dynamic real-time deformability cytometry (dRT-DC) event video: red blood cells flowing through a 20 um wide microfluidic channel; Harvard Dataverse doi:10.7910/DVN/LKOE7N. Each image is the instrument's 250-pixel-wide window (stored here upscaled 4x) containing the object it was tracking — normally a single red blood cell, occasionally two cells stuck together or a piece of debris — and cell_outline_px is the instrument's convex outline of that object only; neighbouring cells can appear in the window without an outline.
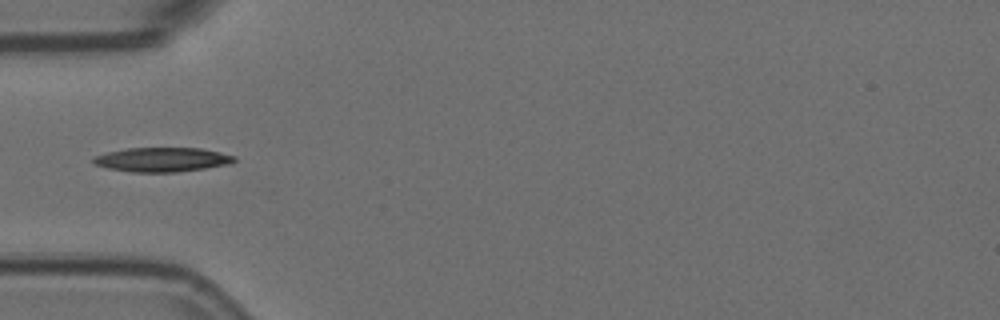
{"species": "Egyptian fruit bat (a non-hibernating species)", "species_latin": "Rousettus aegyptiacus", "temperature_condition": "room temperature", "stored_images_in_passage": 8, "camera_frame_rate_fps": 3000, "um_per_image_px": 0.085, "animal": {"sex": "female"}, "frame": {"image": 1, "passage_image": 4, "time_ms": 1.0, "image_size_px": [1000, 320], "cell_outline_px": [[236, 160], [228, 164], [204, 168], [176, 172], [132, 172], [108, 168], [96, 164], [92, 160], [92, 156], [108, 152], [128, 148], [200, 148], [220, 152], [236, 156]], "centroid_in_image_um": [13.78, 13.56], "position_along_channel_um": 71.2, "area_um2": 19.83}}
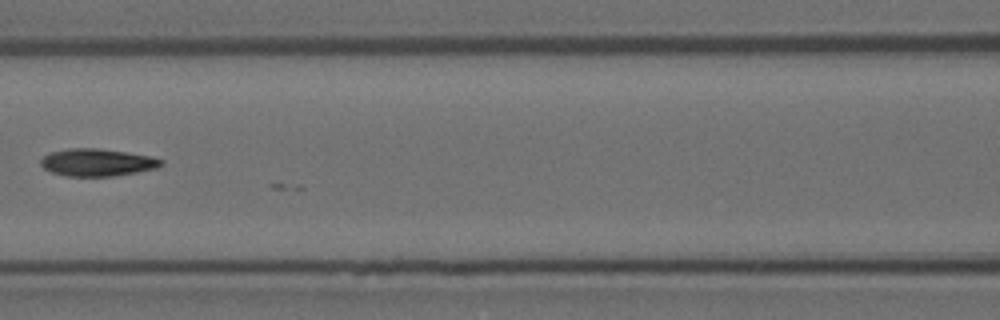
{"frame": {"image": 2, "passage_image": 6, "time_ms": 1.667, "image_size_px": [1000, 320], "cell_outline_px": [[164, 164], [156, 168], [136, 172], [112, 176], [68, 176], [52, 172], [44, 168], [40, 164], [40, 160], [48, 152], [68, 148], [100, 148], [152, 156], [164, 160]], "centroid_in_image_um": [8.26, 13.79], "position_along_channel_um": 158.3, "area_um2": 19.31}}
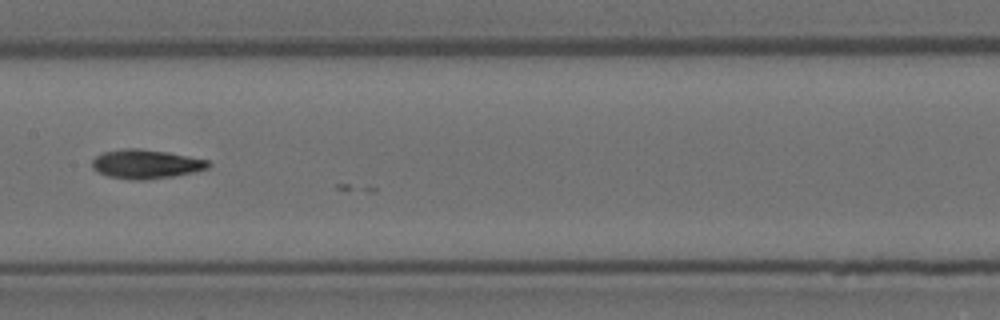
{"frame": {"image": 3, "passage_image": 7, "time_ms": 2.0, "image_size_px": [1000, 320], "cell_outline_px": [[212, 164], [208, 168], [192, 172], [172, 176], [144, 180], [128, 180], [108, 176], [92, 168], [92, 160], [96, 156], [104, 152], [124, 148], [136, 148], [168, 152], [208, 160]], "centroid_in_image_um": [12.4, 13.94], "position_along_channel_um": 195.0, "area_um2": 19.59}}